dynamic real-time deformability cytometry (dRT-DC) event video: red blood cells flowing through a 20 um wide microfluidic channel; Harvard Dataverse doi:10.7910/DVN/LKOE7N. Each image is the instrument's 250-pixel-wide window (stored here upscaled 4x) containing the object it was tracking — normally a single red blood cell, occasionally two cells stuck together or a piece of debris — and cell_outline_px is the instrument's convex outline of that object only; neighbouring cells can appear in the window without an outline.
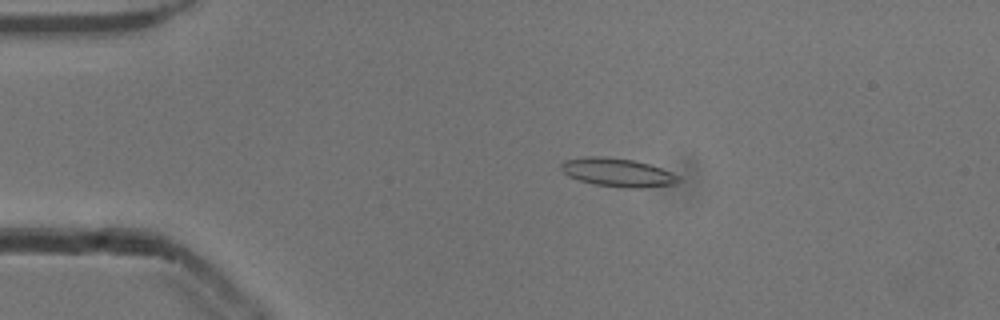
{"species": "common noctule bat (a hibernating species)", "species_latin": "Nyctalus noctula", "temperature_condition": "cold", "stored_images_in_passage": 45, "camera_frame_rate_fps": 3000, "um_per_image_px": 0.085, "animal": {"sex": "male", "body_mass_g": 13.3}, "frame": {"image": 1, "passage_image": 3, "time_ms": 0.667, "image_size_px": [1000, 320], "cell_outline_px": [[680, 180], [676, 184], [644, 188], [624, 188], [596, 184], [580, 180], [568, 176], [560, 168], [560, 164], [564, 160], [588, 156], [600, 156], [636, 160], [672, 172], [680, 176]], "centroid_in_image_um": [52.52, 14.66], "position_along_channel_um": 32.5, "area_um2": 19.54}}
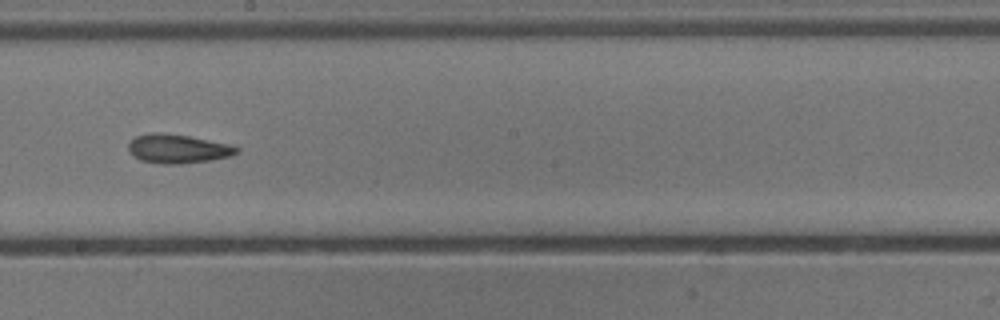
{"frame": {"image": 2, "passage_image": 22, "time_ms": 7.0, "image_size_px": [1000, 320], "cell_outline_px": [[240, 152], [232, 156], [212, 160], [180, 164], [164, 164], [140, 160], [132, 156], [128, 152], [128, 144], [136, 136], [152, 132], [156, 132], [188, 136], [228, 144], [240, 148]], "centroid_in_image_um": [15.11, 12.66], "position_along_channel_um": 233.1, "area_um2": 18.32}}
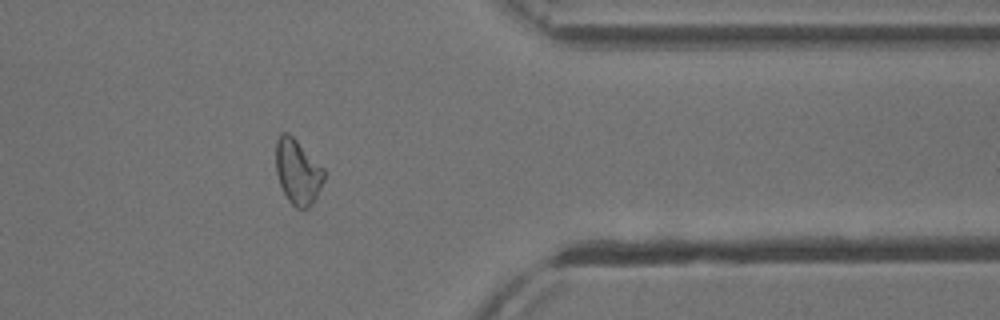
{"frame": {"image": 3, "passage_image": 35, "time_ms": 11.333, "image_size_px": [1000, 320], "cell_outline_px": [[324, 180], [312, 204], [308, 208], [296, 208], [288, 200], [280, 184], [276, 172], [276, 140], [280, 132], [288, 132], [324, 168]], "centroid_in_image_um": [25.29, 14.59], "position_along_channel_um": 386.1, "area_um2": 18.09}, "authors_computed_cell_mechanics": {"area_um2": 18.3226, "velocity_mm_per_s": 3.9028, "shape_relaxation_time_tau1_ms": null, "shape_relaxation_time_tau2_ms": 3.4801, "deformation_change_tau1": null, "deformation_change_tau2": 0.1137}}